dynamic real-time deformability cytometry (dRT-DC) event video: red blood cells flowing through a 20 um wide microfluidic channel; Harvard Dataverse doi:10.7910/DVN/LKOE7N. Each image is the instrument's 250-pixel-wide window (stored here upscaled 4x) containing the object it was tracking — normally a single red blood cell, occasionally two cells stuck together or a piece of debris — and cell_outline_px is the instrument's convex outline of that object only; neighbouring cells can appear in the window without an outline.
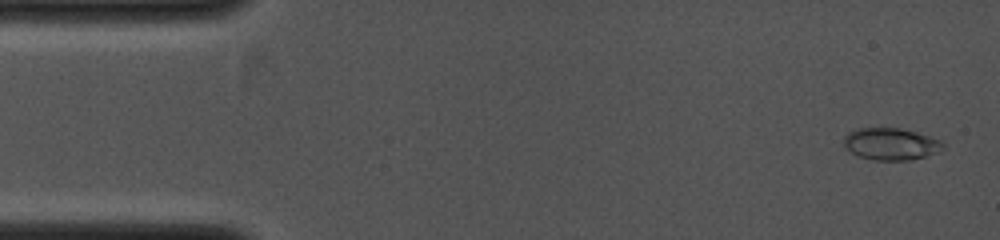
{"species": "common noctule bat (a hibernating species)", "species_latin": "Nyctalus noctula", "temperature_condition": "cold", "stored_images_in_passage": 51, "camera_frame_rate_fps": 4000, "um_per_image_px": 0.085, "animal": {"sex": "female", "body_mass_g": 19.0, "forearm_length_mm": 53.3}, "frame": {"image": 1, "passage_image": 3, "time_ms": 0.25, "image_size_px": [1000, 240], "cell_outline_px": [[944, 148], [936, 152], [924, 156], [908, 160], [876, 160], [860, 156], [852, 152], [844, 144], [844, 136], [848, 132], [860, 128], [900, 128], [916, 132], [940, 140], [944, 144]], "centroid_in_image_um": [75.72, 12.23], "position_along_channel_um": 9.3, "area_um2": 18.15}}
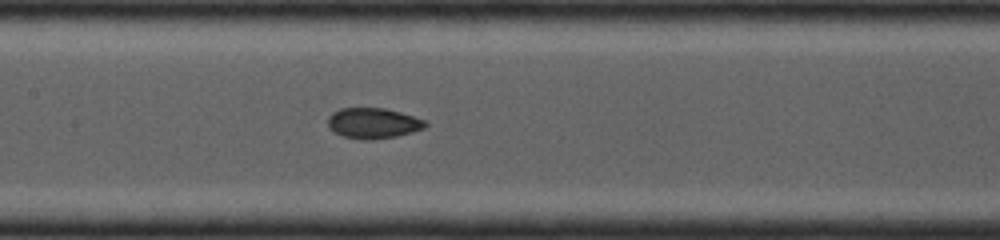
{"frame": {"image": 2, "passage_image": 25, "time_ms": 5.5, "image_size_px": [1000, 240], "cell_outline_px": [[428, 124], [424, 128], [412, 132], [396, 136], [372, 140], [360, 140], [344, 136], [328, 128], [328, 116], [332, 112], [340, 108], [384, 108], [400, 112], [428, 120]], "centroid_in_image_um": [31.73, 10.47], "position_along_channel_um": 175.7, "area_um2": 17.51}}
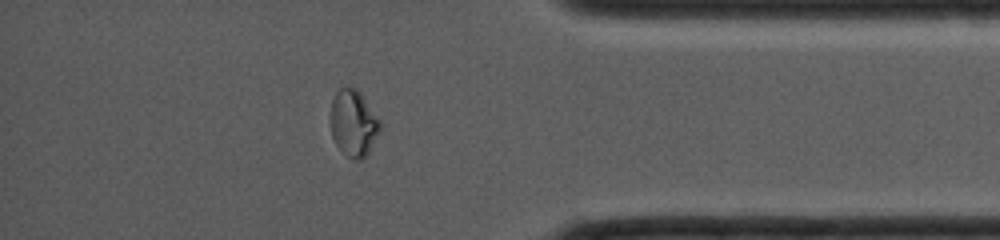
{"frame": {"image": 3, "passage_image": 44, "time_ms": 10.0, "image_size_px": [1000, 240], "cell_outline_px": [[384, 128], [368, 152], [360, 160], [356, 160], [348, 156], [336, 144], [332, 136], [328, 120], [332, 100], [336, 92], [340, 88], [356, 88], [360, 92], [380, 120]], "centroid_in_image_um": [30.05, 10.46], "position_along_channel_um": 405.2, "area_um2": 19.48}}